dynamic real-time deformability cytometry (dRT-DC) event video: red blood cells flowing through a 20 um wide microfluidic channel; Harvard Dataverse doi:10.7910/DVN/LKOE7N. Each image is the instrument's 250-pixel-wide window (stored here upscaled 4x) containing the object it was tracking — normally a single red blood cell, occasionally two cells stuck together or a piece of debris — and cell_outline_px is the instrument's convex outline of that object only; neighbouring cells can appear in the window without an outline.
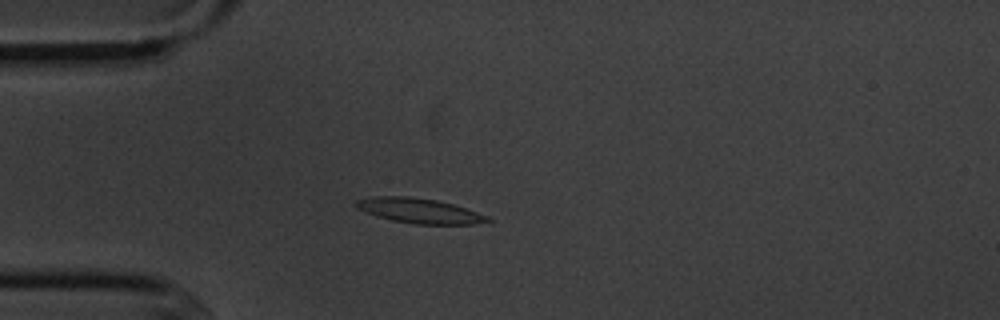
{"species": "common noctule bat (a hibernating species)", "species_latin": "Nyctalus noctula", "temperature_condition": "cold", "stored_images_in_passage": 5, "camera_frame_rate_fps": 3000, "um_per_image_px": 0.085, "animal": {"sex": "male", "body_mass_g": 20.1, "forearm_length_mm": 53.5}, "frame": {"image": 1, "passage_image": 4, "time_ms": 3.667, "image_size_px": [1000, 320], "cell_outline_px": [[492, 220], [472, 224], [412, 224], [392, 220], [376, 216], [356, 208], [352, 204], [356, 200], [372, 196], [408, 196], [436, 200], [452, 204], [488, 216]], "centroid_in_image_um": [35.56, 17.91], "position_along_channel_um": 49.4, "area_um2": 19.02}}